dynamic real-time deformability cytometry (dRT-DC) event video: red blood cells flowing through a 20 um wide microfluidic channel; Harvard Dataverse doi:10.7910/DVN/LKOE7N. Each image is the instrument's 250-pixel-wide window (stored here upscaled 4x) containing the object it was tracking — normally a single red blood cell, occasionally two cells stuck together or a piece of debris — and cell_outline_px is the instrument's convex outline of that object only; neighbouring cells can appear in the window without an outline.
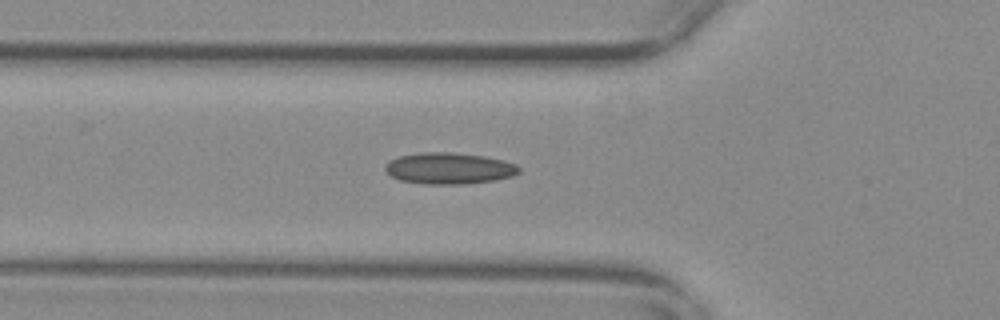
{"species": "common noctule bat (a hibernating species)", "species_latin": "Nyctalus noctula", "temperature_condition": "warm", "stored_images_in_passage": 5, "camera_frame_rate_fps": 3000, "um_per_image_px": 0.085, "animal": {"sex": "female", "body_mass_g": 29.2, "forearm_length_mm": 56.3}, "frame": {"image": 1, "passage_image": 3, "time_ms": 0.667, "image_size_px": [1000, 320], "cell_outline_px": [[520, 172], [512, 176], [496, 180], [464, 184], [420, 184], [400, 180], [392, 176], [384, 168], [388, 160], [400, 156], [424, 152], [448, 152], [484, 156], [504, 160], [516, 164], [520, 168]], "centroid_in_image_um": [38.18, 14.31], "position_along_channel_um": 87.6, "area_um2": 24.51}}